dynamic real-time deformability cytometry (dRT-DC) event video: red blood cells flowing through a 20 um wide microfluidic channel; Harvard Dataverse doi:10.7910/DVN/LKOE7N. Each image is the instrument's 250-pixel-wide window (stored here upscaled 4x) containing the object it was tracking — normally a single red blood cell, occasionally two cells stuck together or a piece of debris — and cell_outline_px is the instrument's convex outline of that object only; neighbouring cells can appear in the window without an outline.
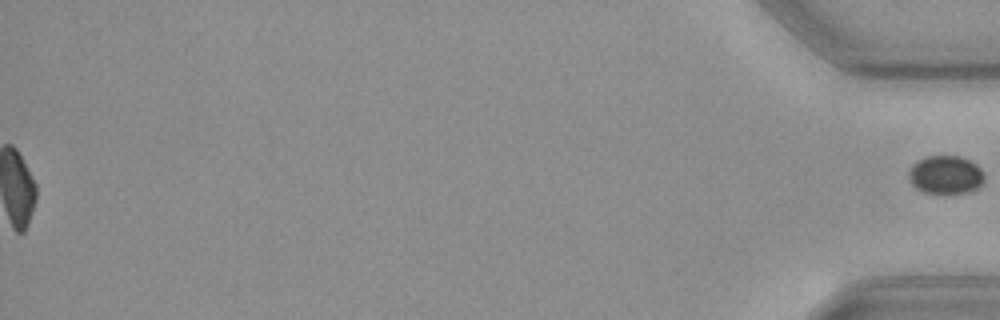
{"species": "common noctule bat (a hibernating species)", "species_latin": "Nyctalus noctula", "temperature_condition": "cold", "stored_images_in_passage": 53, "segment_of_instrument_passage": [2, 2], "camera_frame_rate_fps": 3000, "um_per_image_px": 0.085, "animal": {"sex": "female", "body_mass_g": 19.3, "forearm_length_mm": 54.1}, "frame": {"image": 1, "passage_image": 53, "time_ms": 17.333, "image_size_px": [1000, 320], "cell_outline_px": [[984, 180], [976, 188], [968, 192], [924, 192], [916, 188], [912, 184], [908, 176], [908, 172], [912, 164], [916, 160], [924, 156], [960, 156], [976, 164], [984, 172]], "centroid_in_image_um": [80.35, 14.83], "position_along_channel_um": 354.9, "area_um2": 16.76}}